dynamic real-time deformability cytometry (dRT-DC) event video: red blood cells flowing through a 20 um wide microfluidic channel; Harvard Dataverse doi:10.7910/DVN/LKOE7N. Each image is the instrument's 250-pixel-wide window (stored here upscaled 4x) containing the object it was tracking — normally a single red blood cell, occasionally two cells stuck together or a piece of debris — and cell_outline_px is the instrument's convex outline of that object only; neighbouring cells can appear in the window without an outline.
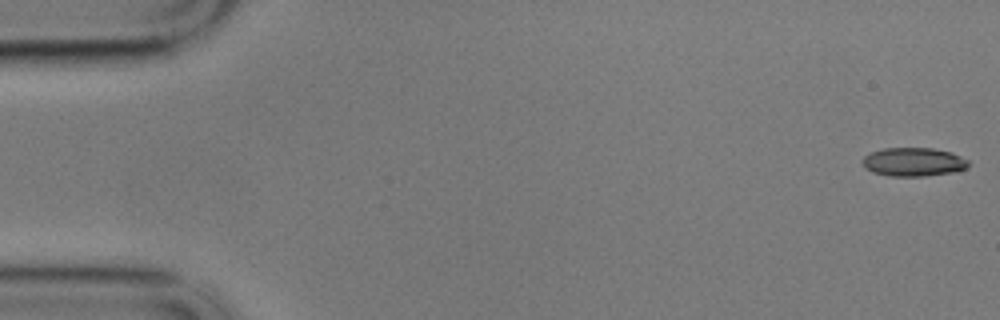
{"species": "common noctule bat (a hibernating species)", "species_latin": "Nyctalus noctula", "temperature_condition": "cold", "stored_images_in_passage": 58, "camera_frame_rate_fps": 3000, "um_per_image_px": 0.085, "animal": {"sex": "male", "body_mass_g": 17.9}, "frame": {"image": 1, "passage_image": 1, "time_ms": 0.0, "image_size_px": [1000, 320], "cell_outline_px": [[968, 168], [956, 172], [924, 176], [888, 176], [872, 172], [864, 168], [860, 160], [864, 156], [872, 152], [884, 148], [932, 148], [952, 152], [968, 160]], "centroid_in_image_um": [77.63, 13.77], "position_along_channel_um": 7.4, "area_um2": 17.92}}
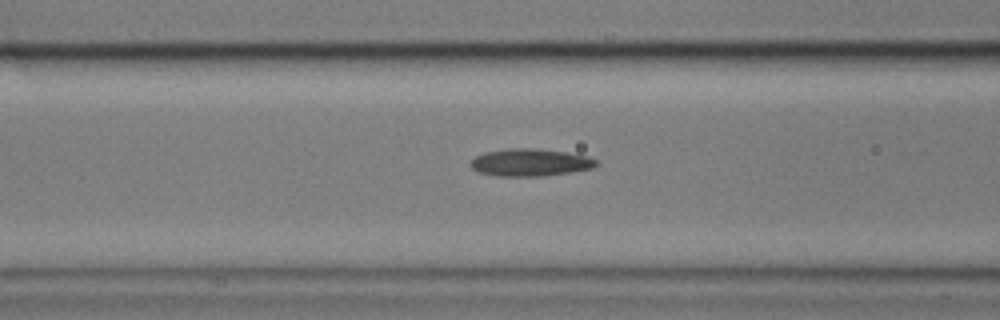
{"frame": {"image": 2, "passage_image": 23, "time_ms": 7.333, "image_size_px": [1000, 320], "cell_outline_px": [[596, 164], [592, 168], [544, 176], [496, 176], [480, 172], [472, 168], [472, 160], [476, 156], [484, 152], [508, 148], [536, 148], [564, 152], [588, 156], [596, 160]], "centroid_in_image_um": [45.05, 13.8], "position_along_channel_um": 121.6, "area_um2": 19.83}}
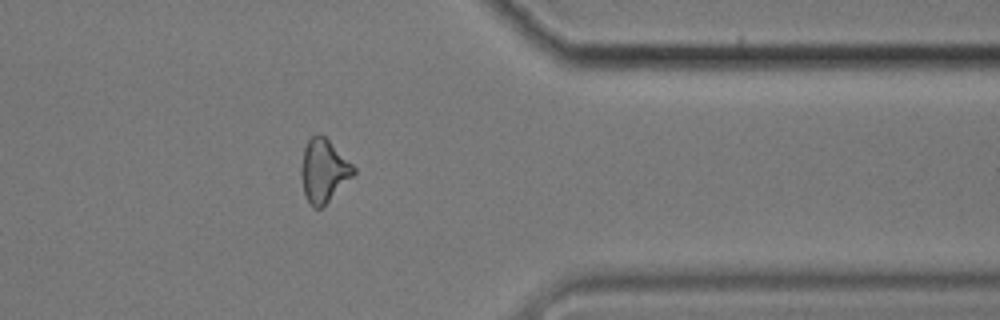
{"frame": {"image": 3, "passage_image": 47, "time_ms": 15.333, "image_size_px": [1000, 320], "cell_outline_px": [[356, 172], [320, 208], [312, 208], [304, 192], [300, 172], [300, 168], [304, 148], [308, 140], [312, 136], [324, 136], [356, 168]], "centroid_in_image_um": [27.49, 14.51], "position_along_channel_um": 383.9, "area_um2": 18.61}, "authors_computed_cell_mechanics": {"area_um2": 18.8717, "velocity_mm_per_s": 3.442, "shape_relaxation_time_tau1_ms": null, "shape_relaxation_time_tau2_ms": 8.9133, "deformation_change_tau1": null, "deformation_change_tau2": 0.2041}}